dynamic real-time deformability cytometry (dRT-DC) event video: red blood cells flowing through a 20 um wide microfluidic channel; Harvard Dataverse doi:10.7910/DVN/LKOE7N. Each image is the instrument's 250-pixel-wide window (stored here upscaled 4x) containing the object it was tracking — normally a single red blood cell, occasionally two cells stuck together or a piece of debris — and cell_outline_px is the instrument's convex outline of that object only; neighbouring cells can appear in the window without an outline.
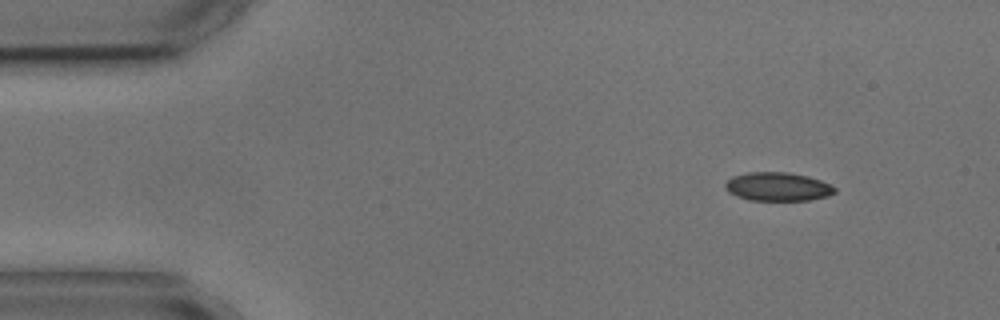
{"species": "common noctule bat (a hibernating species)", "species_latin": "Nyctalus noctula", "temperature_condition": "cold", "stored_images_in_passage": 3, "camera_frame_rate_fps": 3000, "um_per_image_px": 0.085, "animal": {"sex": "male", "body_mass_g": 17.9, "forearm_length_mm": 54.2}, "frame": {"image": 1, "passage_image": 1, "time_ms": 0.0, "image_size_px": [1000, 320], "cell_outline_px": [[836, 192], [828, 196], [808, 200], [748, 200], [736, 196], [728, 192], [724, 188], [724, 184], [732, 176], [748, 172], [788, 172], [808, 176], [820, 180], [836, 188]], "centroid_in_image_um": [66.07, 15.86], "position_along_channel_um": 18.9, "area_um2": 18.32}}
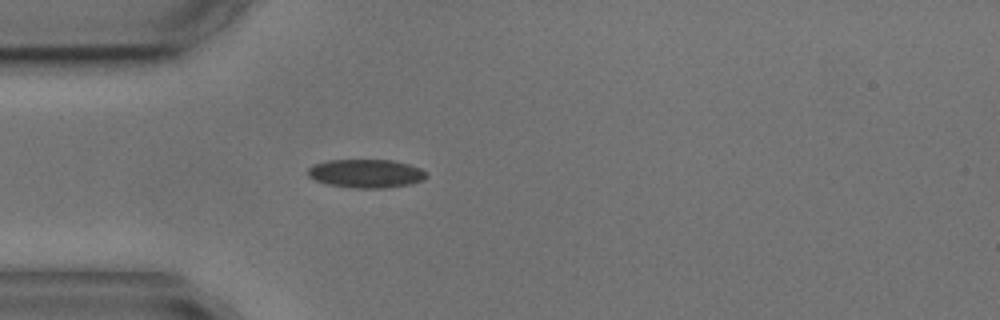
{"frame": {"image": 2, "passage_image": 3, "time_ms": 3.0, "image_size_px": [1000, 320], "cell_outline_px": [[428, 176], [424, 180], [412, 184], [388, 188], [352, 188], [324, 184], [308, 176], [308, 168], [316, 164], [328, 160], [392, 160], [408, 164], [420, 168], [428, 172]], "centroid_in_image_um": [31.16, 14.76], "position_along_channel_um": 53.8, "area_um2": 19.94}}